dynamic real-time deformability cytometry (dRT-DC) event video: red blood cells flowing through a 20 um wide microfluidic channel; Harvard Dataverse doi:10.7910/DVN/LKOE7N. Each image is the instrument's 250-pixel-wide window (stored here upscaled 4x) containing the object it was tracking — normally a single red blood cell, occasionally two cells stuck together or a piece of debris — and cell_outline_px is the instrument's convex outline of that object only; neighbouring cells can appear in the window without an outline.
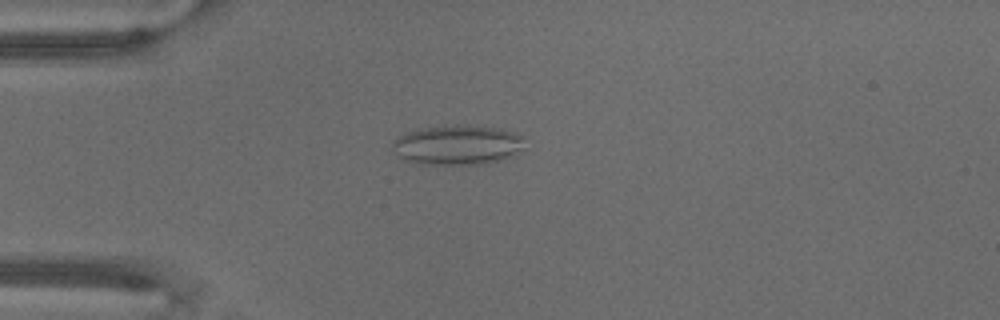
{"species": "common noctule bat (a hibernating species)", "species_latin": "Nyctalus noctula", "temperature_condition": "warm", "stored_images_in_passage": 68, "camera_frame_rate_fps": 3000, "um_per_image_px": 0.085, "animal": {"sex": "male", "body_mass_g": 18.8}, "frame": {"image": 1, "passage_image": 18, "time_ms": 5.667, "image_size_px": [1000, 320], "cell_outline_px": [[524, 148], [512, 156], [500, 160], [484, 164], [416, 164], [404, 160], [392, 148], [392, 140], [416, 128], [456, 124], [468, 124], [500, 128], [516, 132], [524, 136]], "centroid_in_image_um": [38.91, 12.3], "position_along_channel_um": 46.1, "area_um2": 31.27}}
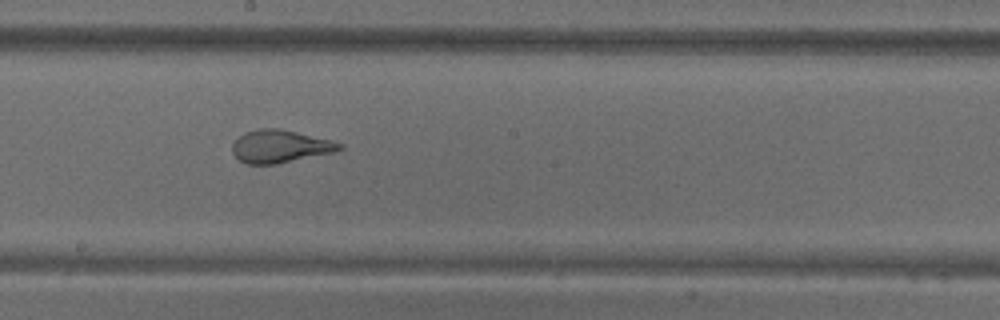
{"frame": {"image": 2, "passage_image": 38, "time_ms": 12.333, "image_size_px": [1000, 320], "cell_outline_px": [[344, 148], [332, 152], [276, 164], [244, 164], [232, 152], [232, 144], [244, 132], [260, 128], [280, 128], [332, 140], [344, 144]], "centroid_in_image_um": [23.8, 12.43], "position_along_channel_um": 224.4, "area_um2": 20.4}}
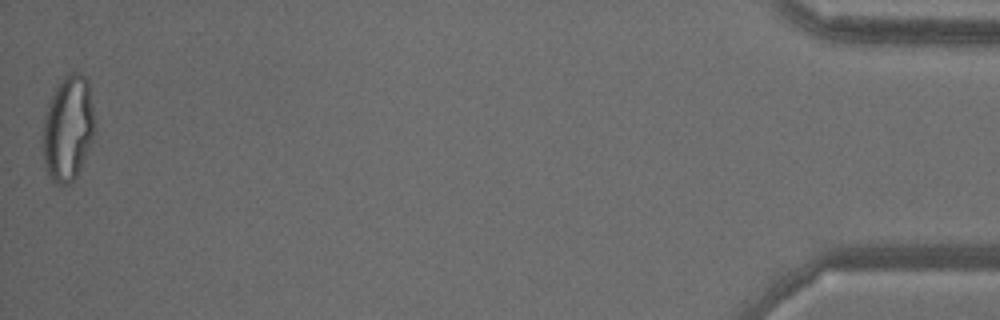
{"frame": {"image": 3, "passage_image": 68, "time_ms": 22.333, "image_size_px": [1000, 320], "cell_outline_px": [[96, 132], [80, 168], [72, 184], [60, 188], [48, 176], [40, 144], [44, 116], [48, 104], [56, 84], [64, 76], [72, 72], [80, 72], [88, 76], [96, 128]], "centroid_in_image_um": [5.77, 10.92], "position_along_channel_um": 429.4, "area_um2": 33.06}}